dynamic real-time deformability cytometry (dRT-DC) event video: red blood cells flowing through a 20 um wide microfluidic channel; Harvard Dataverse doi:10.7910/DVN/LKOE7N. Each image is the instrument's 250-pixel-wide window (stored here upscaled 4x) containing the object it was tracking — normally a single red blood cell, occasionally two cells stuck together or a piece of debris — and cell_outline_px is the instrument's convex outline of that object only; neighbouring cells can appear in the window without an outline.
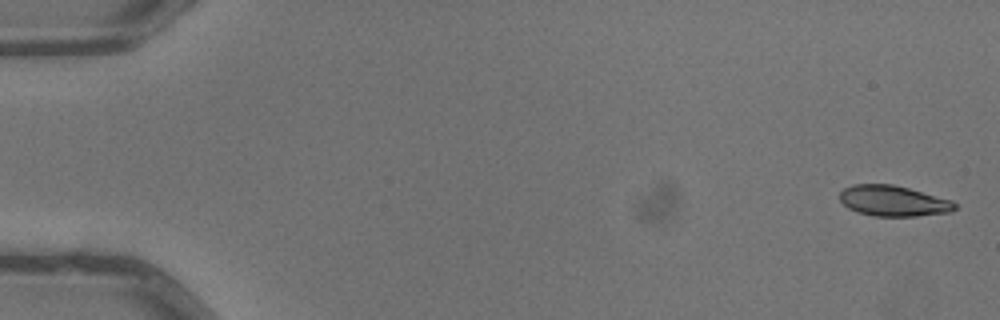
{"species": "common noctule bat (a hibernating species)", "species_latin": "Nyctalus noctula", "temperature_condition": "warm", "stored_images_in_passage": 4, "camera_frame_rate_fps": 3000, "um_per_image_px": 0.085, "animal": {"sex": "male", "body_mass_g": 13.3}, "frame": {"image": 1, "passage_image": 1, "time_ms": 0.0, "image_size_px": [1000, 320], "cell_outline_px": [[956, 208], [952, 212], [916, 216], [872, 216], [856, 212], [848, 208], [840, 200], [840, 192], [844, 188], [852, 184], [892, 184], [908, 188], [952, 200], [956, 204]], "centroid_in_image_um": [75.92, 17.08], "position_along_channel_um": 9.1, "area_um2": 20.63}}
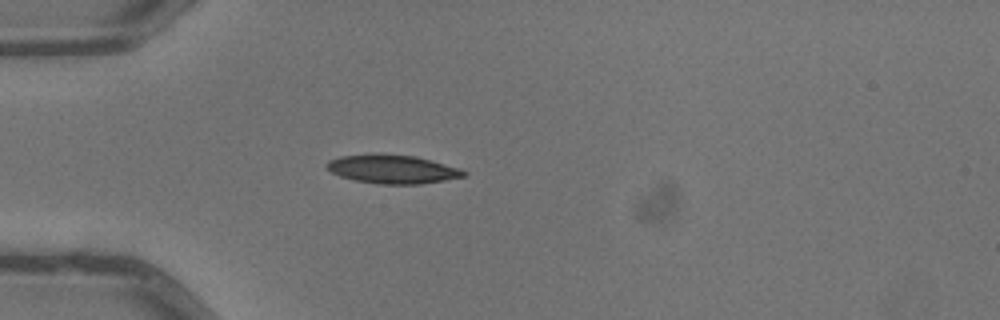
{"frame": {"image": 2, "passage_image": 4, "time_ms": 1.0, "image_size_px": [1000, 320], "cell_outline_px": [[468, 176], [420, 184], [376, 184], [356, 180], [340, 176], [324, 168], [324, 164], [328, 160], [340, 156], [416, 156], [460, 168], [468, 172]], "centroid_in_image_um": [33.39, 14.42], "position_along_channel_um": 51.6, "area_um2": 22.31}}